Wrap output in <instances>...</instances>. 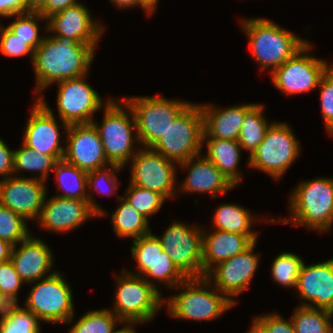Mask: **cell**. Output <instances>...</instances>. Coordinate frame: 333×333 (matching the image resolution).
I'll use <instances>...</instances> for the list:
<instances>
[{
    "instance_id": "obj_16",
    "label": "cell",
    "mask_w": 333,
    "mask_h": 333,
    "mask_svg": "<svg viewBox=\"0 0 333 333\" xmlns=\"http://www.w3.org/2000/svg\"><path fill=\"white\" fill-rule=\"evenodd\" d=\"M257 242L244 252L218 263L205 275L213 286L235 305V298L249 289L258 269L260 254L254 252ZM234 296L235 298H232Z\"/></svg>"
},
{
    "instance_id": "obj_49",
    "label": "cell",
    "mask_w": 333,
    "mask_h": 333,
    "mask_svg": "<svg viewBox=\"0 0 333 333\" xmlns=\"http://www.w3.org/2000/svg\"><path fill=\"white\" fill-rule=\"evenodd\" d=\"M113 6L119 9H128L133 7H141L146 15L154 14L141 0H109Z\"/></svg>"
},
{
    "instance_id": "obj_25",
    "label": "cell",
    "mask_w": 333,
    "mask_h": 333,
    "mask_svg": "<svg viewBox=\"0 0 333 333\" xmlns=\"http://www.w3.org/2000/svg\"><path fill=\"white\" fill-rule=\"evenodd\" d=\"M202 244L203 277L218 263L244 252L254 241L246 235L221 230H204Z\"/></svg>"
},
{
    "instance_id": "obj_4",
    "label": "cell",
    "mask_w": 333,
    "mask_h": 333,
    "mask_svg": "<svg viewBox=\"0 0 333 333\" xmlns=\"http://www.w3.org/2000/svg\"><path fill=\"white\" fill-rule=\"evenodd\" d=\"M176 293L164 297L163 307L170 317L181 320L212 321L223 316L227 310L236 306L224 294L219 292L204 276L187 278L172 291Z\"/></svg>"
},
{
    "instance_id": "obj_36",
    "label": "cell",
    "mask_w": 333,
    "mask_h": 333,
    "mask_svg": "<svg viewBox=\"0 0 333 333\" xmlns=\"http://www.w3.org/2000/svg\"><path fill=\"white\" fill-rule=\"evenodd\" d=\"M40 322L34 313L16 303L0 316V333H41Z\"/></svg>"
},
{
    "instance_id": "obj_50",
    "label": "cell",
    "mask_w": 333,
    "mask_h": 333,
    "mask_svg": "<svg viewBox=\"0 0 333 333\" xmlns=\"http://www.w3.org/2000/svg\"><path fill=\"white\" fill-rule=\"evenodd\" d=\"M13 245L0 239V262H5L11 258Z\"/></svg>"
},
{
    "instance_id": "obj_23",
    "label": "cell",
    "mask_w": 333,
    "mask_h": 333,
    "mask_svg": "<svg viewBox=\"0 0 333 333\" xmlns=\"http://www.w3.org/2000/svg\"><path fill=\"white\" fill-rule=\"evenodd\" d=\"M178 167L188 170L187 176L177 185L179 193H210L211 198H215L217 194H225L236 188L202 153L180 162Z\"/></svg>"
},
{
    "instance_id": "obj_18",
    "label": "cell",
    "mask_w": 333,
    "mask_h": 333,
    "mask_svg": "<svg viewBox=\"0 0 333 333\" xmlns=\"http://www.w3.org/2000/svg\"><path fill=\"white\" fill-rule=\"evenodd\" d=\"M46 182L27 176H11L0 180V205L8 207L27 221L40 217L48 194Z\"/></svg>"
},
{
    "instance_id": "obj_38",
    "label": "cell",
    "mask_w": 333,
    "mask_h": 333,
    "mask_svg": "<svg viewBox=\"0 0 333 333\" xmlns=\"http://www.w3.org/2000/svg\"><path fill=\"white\" fill-rule=\"evenodd\" d=\"M280 253L272 262L270 271L271 277L273 281L277 282L279 285L289 289H296L304 260L302 257L292 252L283 251Z\"/></svg>"
},
{
    "instance_id": "obj_7",
    "label": "cell",
    "mask_w": 333,
    "mask_h": 333,
    "mask_svg": "<svg viewBox=\"0 0 333 333\" xmlns=\"http://www.w3.org/2000/svg\"><path fill=\"white\" fill-rule=\"evenodd\" d=\"M64 277L57 270L46 278L29 283L32 287L23 307L48 324L72 323L75 317L74 297Z\"/></svg>"
},
{
    "instance_id": "obj_9",
    "label": "cell",
    "mask_w": 333,
    "mask_h": 333,
    "mask_svg": "<svg viewBox=\"0 0 333 333\" xmlns=\"http://www.w3.org/2000/svg\"><path fill=\"white\" fill-rule=\"evenodd\" d=\"M133 110L139 146L152 147L191 103L163 96H130L123 98Z\"/></svg>"
},
{
    "instance_id": "obj_34",
    "label": "cell",
    "mask_w": 333,
    "mask_h": 333,
    "mask_svg": "<svg viewBox=\"0 0 333 333\" xmlns=\"http://www.w3.org/2000/svg\"><path fill=\"white\" fill-rule=\"evenodd\" d=\"M118 324L124 325L108 308L89 310L75 321L69 333H117Z\"/></svg>"
},
{
    "instance_id": "obj_5",
    "label": "cell",
    "mask_w": 333,
    "mask_h": 333,
    "mask_svg": "<svg viewBox=\"0 0 333 333\" xmlns=\"http://www.w3.org/2000/svg\"><path fill=\"white\" fill-rule=\"evenodd\" d=\"M103 112L101 124L95 120L92 123L99 133L108 162L125 168L138 151L135 142L139 145L133 110L123 98L118 102L111 97Z\"/></svg>"
},
{
    "instance_id": "obj_24",
    "label": "cell",
    "mask_w": 333,
    "mask_h": 333,
    "mask_svg": "<svg viewBox=\"0 0 333 333\" xmlns=\"http://www.w3.org/2000/svg\"><path fill=\"white\" fill-rule=\"evenodd\" d=\"M254 104H236L221 109L218 106H214L213 103H200L203 116V138L238 141L245 114Z\"/></svg>"
},
{
    "instance_id": "obj_13",
    "label": "cell",
    "mask_w": 333,
    "mask_h": 333,
    "mask_svg": "<svg viewBox=\"0 0 333 333\" xmlns=\"http://www.w3.org/2000/svg\"><path fill=\"white\" fill-rule=\"evenodd\" d=\"M174 221L157 236L163 250L187 278L203 277V226Z\"/></svg>"
},
{
    "instance_id": "obj_51",
    "label": "cell",
    "mask_w": 333,
    "mask_h": 333,
    "mask_svg": "<svg viewBox=\"0 0 333 333\" xmlns=\"http://www.w3.org/2000/svg\"><path fill=\"white\" fill-rule=\"evenodd\" d=\"M12 305L13 303L0 290V316H2Z\"/></svg>"
},
{
    "instance_id": "obj_30",
    "label": "cell",
    "mask_w": 333,
    "mask_h": 333,
    "mask_svg": "<svg viewBox=\"0 0 333 333\" xmlns=\"http://www.w3.org/2000/svg\"><path fill=\"white\" fill-rule=\"evenodd\" d=\"M264 104L255 103L245 114L243 124L238 136V142L243 151L249 152L250 157L265 138L269 126L264 114Z\"/></svg>"
},
{
    "instance_id": "obj_47",
    "label": "cell",
    "mask_w": 333,
    "mask_h": 333,
    "mask_svg": "<svg viewBox=\"0 0 333 333\" xmlns=\"http://www.w3.org/2000/svg\"><path fill=\"white\" fill-rule=\"evenodd\" d=\"M23 13H29L27 0H0V17L13 18Z\"/></svg>"
},
{
    "instance_id": "obj_19",
    "label": "cell",
    "mask_w": 333,
    "mask_h": 333,
    "mask_svg": "<svg viewBox=\"0 0 333 333\" xmlns=\"http://www.w3.org/2000/svg\"><path fill=\"white\" fill-rule=\"evenodd\" d=\"M63 159L89 173L110 165L93 123L69 125Z\"/></svg>"
},
{
    "instance_id": "obj_53",
    "label": "cell",
    "mask_w": 333,
    "mask_h": 333,
    "mask_svg": "<svg viewBox=\"0 0 333 333\" xmlns=\"http://www.w3.org/2000/svg\"><path fill=\"white\" fill-rule=\"evenodd\" d=\"M29 12H37L46 2V0H27Z\"/></svg>"
},
{
    "instance_id": "obj_21",
    "label": "cell",
    "mask_w": 333,
    "mask_h": 333,
    "mask_svg": "<svg viewBox=\"0 0 333 333\" xmlns=\"http://www.w3.org/2000/svg\"><path fill=\"white\" fill-rule=\"evenodd\" d=\"M295 290L302 300L300 306L333 312V258L311 265L304 262Z\"/></svg>"
},
{
    "instance_id": "obj_3",
    "label": "cell",
    "mask_w": 333,
    "mask_h": 333,
    "mask_svg": "<svg viewBox=\"0 0 333 333\" xmlns=\"http://www.w3.org/2000/svg\"><path fill=\"white\" fill-rule=\"evenodd\" d=\"M240 26L249 40V49L260 70L271 74L300 50L308 40L266 18H241Z\"/></svg>"
},
{
    "instance_id": "obj_10",
    "label": "cell",
    "mask_w": 333,
    "mask_h": 333,
    "mask_svg": "<svg viewBox=\"0 0 333 333\" xmlns=\"http://www.w3.org/2000/svg\"><path fill=\"white\" fill-rule=\"evenodd\" d=\"M203 135L200 105L191 102L151 148L179 164L201 154Z\"/></svg>"
},
{
    "instance_id": "obj_41",
    "label": "cell",
    "mask_w": 333,
    "mask_h": 333,
    "mask_svg": "<svg viewBox=\"0 0 333 333\" xmlns=\"http://www.w3.org/2000/svg\"><path fill=\"white\" fill-rule=\"evenodd\" d=\"M125 192L123 197L148 220L166 202V199L159 193L132 185L131 183H129Z\"/></svg>"
},
{
    "instance_id": "obj_37",
    "label": "cell",
    "mask_w": 333,
    "mask_h": 333,
    "mask_svg": "<svg viewBox=\"0 0 333 333\" xmlns=\"http://www.w3.org/2000/svg\"><path fill=\"white\" fill-rule=\"evenodd\" d=\"M131 255L136 260V272L127 270L130 274L142 276L150 266H153L158 256L164 251L160 240L152 232L132 240ZM138 270V271H137Z\"/></svg>"
},
{
    "instance_id": "obj_8",
    "label": "cell",
    "mask_w": 333,
    "mask_h": 333,
    "mask_svg": "<svg viewBox=\"0 0 333 333\" xmlns=\"http://www.w3.org/2000/svg\"><path fill=\"white\" fill-rule=\"evenodd\" d=\"M286 122H273L262 143L247 159L248 167L282 179L300 154V143Z\"/></svg>"
},
{
    "instance_id": "obj_35",
    "label": "cell",
    "mask_w": 333,
    "mask_h": 333,
    "mask_svg": "<svg viewBox=\"0 0 333 333\" xmlns=\"http://www.w3.org/2000/svg\"><path fill=\"white\" fill-rule=\"evenodd\" d=\"M142 277L159 292L161 290L157 287L161 285L172 290L187 279L165 251L158 256L153 266H150Z\"/></svg>"
},
{
    "instance_id": "obj_11",
    "label": "cell",
    "mask_w": 333,
    "mask_h": 333,
    "mask_svg": "<svg viewBox=\"0 0 333 333\" xmlns=\"http://www.w3.org/2000/svg\"><path fill=\"white\" fill-rule=\"evenodd\" d=\"M311 43L308 41L269 75L275 88L287 96L307 93L318 88L322 75L332 65L310 54L313 52Z\"/></svg>"
},
{
    "instance_id": "obj_15",
    "label": "cell",
    "mask_w": 333,
    "mask_h": 333,
    "mask_svg": "<svg viewBox=\"0 0 333 333\" xmlns=\"http://www.w3.org/2000/svg\"><path fill=\"white\" fill-rule=\"evenodd\" d=\"M45 97L35 99L31 108L30 117L26 122L22 143L38 153L53 156L57 161L63 159L65 145H61L60 125H63V135L69 125L61 120V124L54 115V111L48 106Z\"/></svg>"
},
{
    "instance_id": "obj_33",
    "label": "cell",
    "mask_w": 333,
    "mask_h": 333,
    "mask_svg": "<svg viewBox=\"0 0 333 333\" xmlns=\"http://www.w3.org/2000/svg\"><path fill=\"white\" fill-rule=\"evenodd\" d=\"M332 318V311L300 305L291 315L296 333H333Z\"/></svg>"
},
{
    "instance_id": "obj_12",
    "label": "cell",
    "mask_w": 333,
    "mask_h": 333,
    "mask_svg": "<svg viewBox=\"0 0 333 333\" xmlns=\"http://www.w3.org/2000/svg\"><path fill=\"white\" fill-rule=\"evenodd\" d=\"M132 185L149 189L168 199H178L177 167L178 163L165 158L151 147L138 148L129 161Z\"/></svg>"
},
{
    "instance_id": "obj_26",
    "label": "cell",
    "mask_w": 333,
    "mask_h": 333,
    "mask_svg": "<svg viewBox=\"0 0 333 333\" xmlns=\"http://www.w3.org/2000/svg\"><path fill=\"white\" fill-rule=\"evenodd\" d=\"M206 143V144H205ZM206 146L204 154L236 187L241 183L242 172L239 171L242 147L236 140L218 138H203Z\"/></svg>"
},
{
    "instance_id": "obj_17",
    "label": "cell",
    "mask_w": 333,
    "mask_h": 333,
    "mask_svg": "<svg viewBox=\"0 0 333 333\" xmlns=\"http://www.w3.org/2000/svg\"><path fill=\"white\" fill-rule=\"evenodd\" d=\"M92 16L88 7L80 1L48 17L44 31L51 36H64L76 43L90 44L97 49L105 26L93 20Z\"/></svg>"
},
{
    "instance_id": "obj_20",
    "label": "cell",
    "mask_w": 333,
    "mask_h": 333,
    "mask_svg": "<svg viewBox=\"0 0 333 333\" xmlns=\"http://www.w3.org/2000/svg\"><path fill=\"white\" fill-rule=\"evenodd\" d=\"M44 199L42 211L36 223L38 226L56 233H68L79 228L89 218L99 217L90 207L89 201L62 198L58 196Z\"/></svg>"
},
{
    "instance_id": "obj_42",
    "label": "cell",
    "mask_w": 333,
    "mask_h": 333,
    "mask_svg": "<svg viewBox=\"0 0 333 333\" xmlns=\"http://www.w3.org/2000/svg\"><path fill=\"white\" fill-rule=\"evenodd\" d=\"M318 90H320L322 118L329 135L333 131V63L322 75Z\"/></svg>"
},
{
    "instance_id": "obj_46",
    "label": "cell",
    "mask_w": 333,
    "mask_h": 333,
    "mask_svg": "<svg viewBox=\"0 0 333 333\" xmlns=\"http://www.w3.org/2000/svg\"><path fill=\"white\" fill-rule=\"evenodd\" d=\"M14 174V150H11L0 137V180L7 179Z\"/></svg>"
},
{
    "instance_id": "obj_27",
    "label": "cell",
    "mask_w": 333,
    "mask_h": 333,
    "mask_svg": "<svg viewBox=\"0 0 333 333\" xmlns=\"http://www.w3.org/2000/svg\"><path fill=\"white\" fill-rule=\"evenodd\" d=\"M252 213L243 206L223 203L215 208L212 216V229L246 235L256 242L259 232L252 229V224L259 222L261 216L258 217ZM254 216L256 217L254 218Z\"/></svg>"
},
{
    "instance_id": "obj_2",
    "label": "cell",
    "mask_w": 333,
    "mask_h": 333,
    "mask_svg": "<svg viewBox=\"0 0 333 333\" xmlns=\"http://www.w3.org/2000/svg\"><path fill=\"white\" fill-rule=\"evenodd\" d=\"M288 210L291 217L267 218L270 223L280 222L308 230L327 232L333 226V179L317 177L304 180L289 194Z\"/></svg>"
},
{
    "instance_id": "obj_32",
    "label": "cell",
    "mask_w": 333,
    "mask_h": 333,
    "mask_svg": "<svg viewBox=\"0 0 333 333\" xmlns=\"http://www.w3.org/2000/svg\"><path fill=\"white\" fill-rule=\"evenodd\" d=\"M56 162L57 160L53 156L38 153L22 143L20 148L14 149V176L19 172H31L33 175L28 177L46 182L50 172L54 170Z\"/></svg>"
},
{
    "instance_id": "obj_31",
    "label": "cell",
    "mask_w": 333,
    "mask_h": 333,
    "mask_svg": "<svg viewBox=\"0 0 333 333\" xmlns=\"http://www.w3.org/2000/svg\"><path fill=\"white\" fill-rule=\"evenodd\" d=\"M121 170H123V167L116 164H110L87 174L89 205L99 217H105L107 214L109 215V213L107 211L105 212V209L96 202L93 192H98L100 195H115L119 183L121 182L118 181L116 173H119Z\"/></svg>"
},
{
    "instance_id": "obj_6",
    "label": "cell",
    "mask_w": 333,
    "mask_h": 333,
    "mask_svg": "<svg viewBox=\"0 0 333 333\" xmlns=\"http://www.w3.org/2000/svg\"><path fill=\"white\" fill-rule=\"evenodd\" d=\"M114 303L109 308L124 324L151 322L163 306L164 297L142 276L125 269L115 274Z\"/></svg>"
},
{
    "instance_id": "obj_54",
    "label": "cell",
    "mask_w": 333,
    "mask_h": 333,
    "mask_svg": "<svg viewBox=\"0 0 333 333\" xmlns=\"http://www.w3.org/2000/svg\"><path fill=\"white\" fill-rule=\"evenodd\" d=\"M134 326L136 327V324H124L117 333H137Z\"/></svg>"
},
{
    "instance_id": "obj_1",
    "label": "cell",
    "mask_w": 333,
    "mask_h": 333,
    "mask_svg": "<svg viewBox=\"0 0 333 333\" xmlns=\"http://www.w3.org/2000/svg\"><path fill=\"white\" fill-rule=\"evenodd\" d=\"M95 54L96 49L90 44L76 43L64 36L45 35L31 63L36 79V99L45 96V90L52 84L89 75Z\"/></svg>"
},
{
    "instance_id": "obj_40",
    "label": "cell",
    "mask_w": 333,
    "mask_h": 333,
    "mask_svg": "<svg viewBox=\"0 0 333 333\" xmlns=\"http://www.w3.org/2000/svg\"><path fill=\"white\" fill-rule=\"evenodd\" d=\"M13 22L7 27L18 37L25 40L34 50L42 43L44 38L40 36L39 21L47 22V19L39 12L17 14Z\"/></svg>"
},
{
    "instance_id": "obj_43",
    "label": "cell",
    "mask_w": 333,
    "mask_h": 333,
    "mask_svg": "<svg viewBox=\"0 0 333 333\" xmlns=\"http://www.w3.org/2000/svg\"><path fill=\"white\" fill-rule=\"evenodd\" d=\"M35 50L7 26L0 24V53L6 57L30 56L33 62Z\"/></svg>"
},
{
    "instance_id": "obj_44",
    "label": "cell",
    "mask_w": 333,
    "mask_h": 333,
    "mask_svg": "<svg viewBox=\"0 0 333 333\" xmlns=\"http://www.w3.org/2000/svg\"><path fill=\"white\" fill-rule=\"evenodd\" d=\"M26 284L15 271L11 260L0 262V290L13 303L19 304L18 292Z\"/></svg>"
},
{
    "instance_id": "obj_22",
    "label": "cell",
    "mask_w": 333,
    "mask_h": 333,
    "mask_svg": "<svg viewBox=\"0 0 333 333\" xmlns=\"http://www.w3.org/2000/svg\"><path fill=\"white\" fill-rule=\"evenodd\" d=\"M53 253L43 239L32 233L27 239L13 246L10 260L20 278L29 285L56 272L51 271L55 262Z\"/></svg>"
},
{
    "instance_id": "obj_52",
    "label": "cell",
    "mask_w": 333,
    "mask_h": 333,
    "mask_svg": "<svg viewBox=\"0 0 333 333\" xmlns=\"http://www.w3.org/2000/svg\"><path fill=\"white\" fill-rule=\"evenodd\" d=\"M245 333H269V332L255 317H253L251 328Z\"/></svg>"
},
{
    "instance_id": "obj_39",
    "label": "cell",
    "mask_w": 333,
    "mask_h": 333,
    "mask_svg": "<svg viewBox=\"0 0 333 333\" xmlns=\"http://www.w3.org/2000/svg\"><path fill=\"white\" fill-rule=\"evenodd\" d=\"M31 234L27 220L8 207L0 205V239L16 246Z\"/></svg>"
},
{
    "instance_id": "obj_28",
    "label": "cell",
    "mask_w": 333,
    "mask_h": 333,
    "mask_svg": "<svg viewBox=\"0 0 333 333\" xmlns=\"http://www.w3.org/2000/svg\"><path fill=\"white\" fill-rule=\"evenodd\" d=\"M120 201L119 206L112 214L110 220L118 238L137 239L151 233L149 220L143 216L134 206H132L124 197L116 196Z\"/></svg>"
},
{
    "instance_id": "obj_14",
    "label": "cell",
    "mask_w": 333,
    "mask_h": 333,
    "mask_svg": "<svg viewBox=\"0 0 333 333\" xmlns=\"http://www.w3.org/2000/svg\"><path fill=\"white\" fill-rule=\"evenodd\" d=\"M87 76L89 75L56 83L57 113L59 120L68 125L92 123L93 115L111 99L108 97L104 101L101 95L85 81Z\"/></svg>"
},
{
    "instance_id": "obj_48",
    "label": "cell",
    "mask_w": 333,
    "mask_h": 333,
    "mask_svg": "<svg viewBox=\"0 0 333 333\" xmlns=\"http://www.w3.org/2000/svg\"><path fill=\"white\" fill-rule=\"evenodd\" d=\"M78 3H80L79 0H46L45 4L37 12L47 19L51 15Z\"/></svg>"
},
{
    "instance_id": "obj_45",
    "label": "cell",
    "mask_w": 333,
    "mask_h": 333,
    "mask_svg": "<svg viewBox=\"0 0 333 333\" xmlns=\"http://www.w3.org/2000/svg\"><path fill=\"white\" fill-rule=\"evenodd\" d=\"M269 333H296L292 320L283 318L277 312L254 316Z\"/></svg>"
},
{
    "instance_id": "obj_29",
    "label": "cell",
    "mask_w": 333,
    "mask_h": 333,
    "mask_svg": "<svg viewBox=\"0 0 333 333\" xmlns=\"http://www.w3.org/2000/svg\"><path fill=\"white\" fill-rule=\"evenodd\" d=\"M53 171L55 172V183L60 189L56 190L55 196L88 201L87 172L64 159L56 162ZM58 191L61 193L58 194Z\"/></svg>"
},
{
    "instance_id": "obj_55",
    "label": "cell",
    "mask_w": 333,
    "mask_h": 333,
    "mask_svg": "<svg viewBox=\"0 0 333 333\" xmlns=\"http://www.w3.org/2000/svg\"><path fill=\"white\" fill-rule=\"evenodd\" d=\"M153 13L157 9L159 0H141Z\"/></svg>"
}]
</instances>
